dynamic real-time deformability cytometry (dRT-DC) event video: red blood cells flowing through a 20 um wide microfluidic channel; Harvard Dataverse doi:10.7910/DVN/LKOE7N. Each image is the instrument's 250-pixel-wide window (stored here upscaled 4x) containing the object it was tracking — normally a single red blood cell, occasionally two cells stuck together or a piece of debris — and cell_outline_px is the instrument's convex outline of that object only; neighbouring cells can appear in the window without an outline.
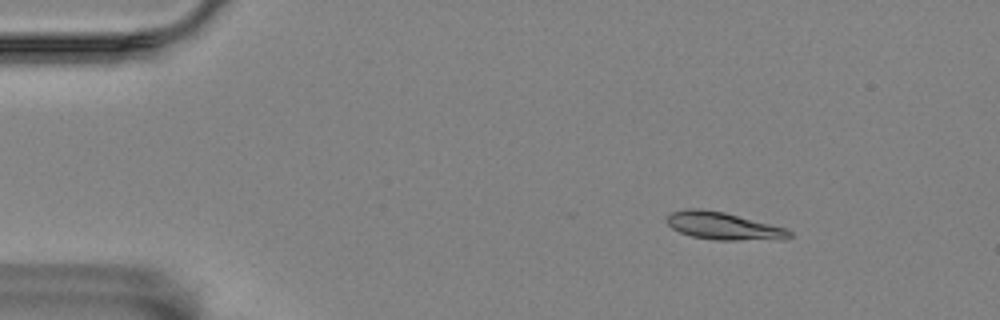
{"species": "Egyptian fruit bat (a non-hibernating species)", "species_latin": "Rousettus aegyptiacus", "temperature_condition": "room temperature", "stored_images_in_passage": 3, "camera_frame_rate_fps": 3000, "um_per_image_px": 0.085, "animal": {"sex": "female"}, "frame": {"image": 1, "passage_image": 1, "time_ms": 0.0, "image_size_px": [1000, 320], "cell_outline_px": [[792, 236], [784, 240], [716, 240], [692, 236], [680, 232], [672, 228], [664, 220], [672, 212], [684, 208], [700, 208], [724, 212], [784, 228], [792, 232]], "centroid_in_image_um": [61.47, 19.21], "position_along_channel_um": 23.5, "area_um2": 19.65}}